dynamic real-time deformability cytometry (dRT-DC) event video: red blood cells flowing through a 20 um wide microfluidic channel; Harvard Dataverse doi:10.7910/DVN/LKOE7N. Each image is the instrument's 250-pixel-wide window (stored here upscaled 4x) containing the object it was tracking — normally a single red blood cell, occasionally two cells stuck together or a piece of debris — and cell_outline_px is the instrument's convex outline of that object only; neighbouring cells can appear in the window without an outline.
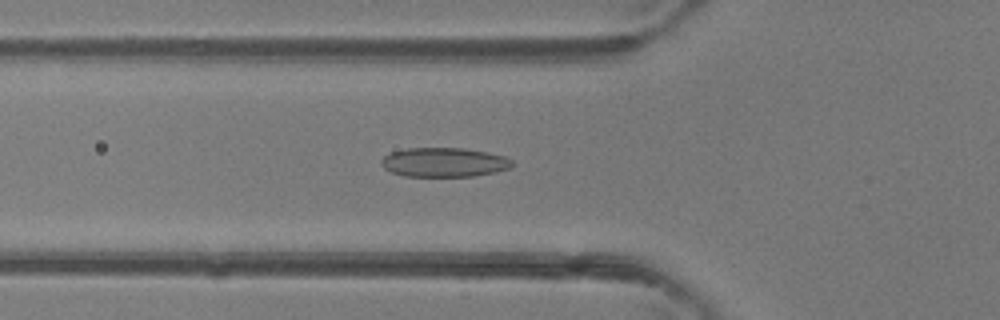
{"species": "common noctule bat (a hibernating species)", "species_latin": "Nyctalus noctula", "temperature_condition": "room temperature", "stored_images_in_passage": 47, "camera_frame_rate_fps": 3000, "um_per_image_px": 0.085, "animal": {"sex": "female"}, "frame": {"image": 1, "passage_image": 17, "time_ms": 5.333, "image_size_px": [1000, 320], "cell_outline_px": [[512, 168], [496, 172], [476, 176], [404, 176], [392, 172], [384, 168], [380, 164], [380, 160], [384, 156], [392, 152], [408, 148], [464, 148], [488, 152], [504, 156], [512, 160]], "centroid_in_image_um": [37.76, 13.8], "position_along_channel_um": 88.0, "area_um2": 22.43}}
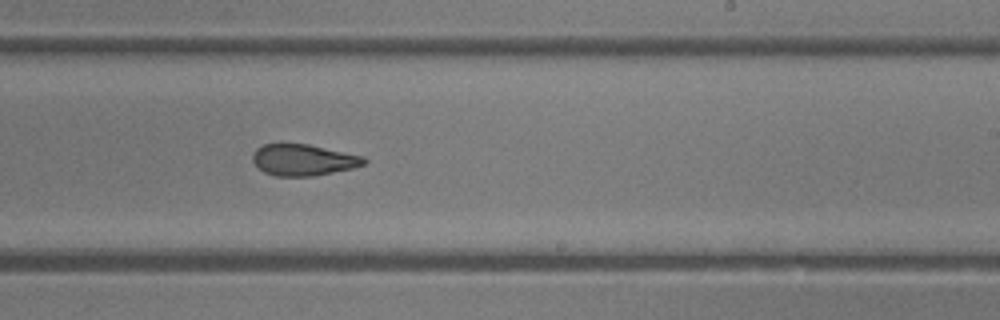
{"frame": {"image": 2, "passage_image": 29, "time_ms": 9.333, "image_size_px": [1000, 320], "cell_outline_px": [[368, 160], [364, 164], [352, 168], [312, 176], [276, 176], [264, 172], [252, 160], [252, 156], [256, 148], [264, 144], [308, 144], [364, 156]], "centroid_in_image_um": [25.79, 13.59], "position_along_channel_um": 263.2, "area_um2": 20.17}}
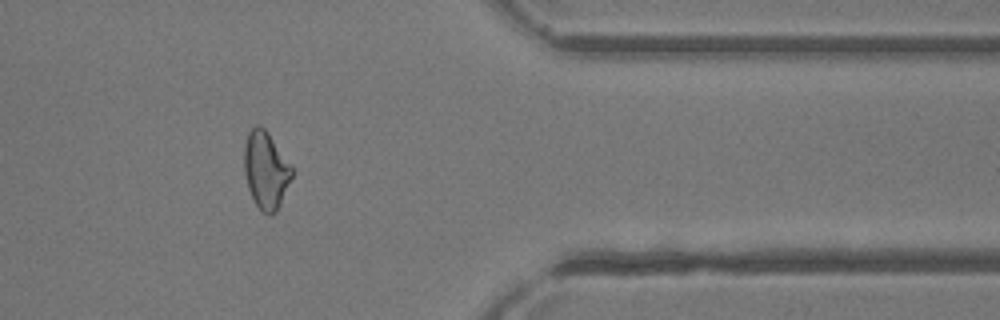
{"frame": {"image": 3, "passage_image": 39, "time_ms": 12.667, "image_size_px": [1000, 320], "cell_outline_px": [[292, 176], [280, 204], [276, 212], [268, 216], [256, 204], [248, 188], [244, 172], [244, 144], [248, 132], [256, 124], [260, 124], [268, 132], [292, 168]], "centroid_in_image_um": [22.57, 14.44], "position_along_channel_um": 388.8, "area_um2": 21.21}, "authors_computed_cell_mechanics": {"area_um2": 21.964, "velocity_mm_per_s": 4.3611, "shape_relaxation_time_tau1_ms": 9.02, "shape_relaxation_time_tau2_ms": 2.1266, "deformation_change_tau1": 0.2104, "deformation_change_tau2": 0.1037}}